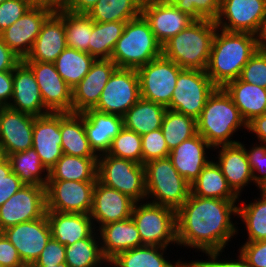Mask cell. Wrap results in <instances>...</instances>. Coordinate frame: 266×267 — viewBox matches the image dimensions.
Returning a JSON list of instances; mask_svg holds the SVG:
<instances>
[{"mask_svg": "<svg viewBox=\"0 0 266 267\" xmlns=\"http://www.w3.org/2000/svg\"><path fill=\"white\" fill-rule=\"evenodd\" d=\"M33 148L44 167L49 171L62 157L60 113L35 116L33 127Z\"/></svg>", "mask_w": 266, "mask_h": 267, "instance_id": "cb8c5ba5", "label": "cell"}, {"mask_svg": "<svg viewBox=\"0 0 266 267\" xmlns=\"http://www.w3.org/2000/svg\"><path fill=\"white\" fill-rule=\"evenodd\" d=\"M127 21L98 23L93 21L88 54L95 59H110Z\"/></svg>", "mask_w": 266, "mask_h": 267, "instance_id": "ab89813d", "label": "cell"}, {"mask_svg": "<svg viewBox=\"0 0 266 267\" xmlns=\"http://www.w3.org/2000/svg\"><path fill=\"white\" fill-rule=\"evenodd\" d=\"M87 139L99 156L110 150L115 136L124 127L123 117L89 109L82 113Z\"/></svg>", "mask_w": 266, "mask_h": 267, "instance_id": "4316f807", "label": "cell"}, {"mask_svg": "<svg viewBox=\"0 0 266 267\" xmlns=\"http://www.w3.org/2000/svg\"><path fill=\"white\" fill-rule=\"evenodd\" d=\"M239 201L190 194L176 211L177 247L194 248L204 254L227 248L239 233V223H233L232 218L238 215Z\"/></svg>", "mask_w": 266, "mask_h": 267, "instance_id": "6da1fadb", "label": "cell"}, {"mask_svg": "<svg viewBox=\"0 0 266 267\" xmlns=\"http://www.w3.org/2000/svg\"><path fill=\"white\" fill-rule=\"evenodd\" d=\"M61 149L77 157H99L91 148L82 113H60Z\"/></svg>", "mask_w": 266, "mask_h": 267, "instance_id": "4dcf8cb0", "label": "cell"}, {"mask_svg": "<svg viewBox=\"0 0 266 267\" xmlns=\"http://www.w3.org/2000/svg\"><path fill=\"white\" fill-rule=\"evenodd\" d=\"M175 6L194 20L208 19L215 21L220 12L221 0H163Z\"/></svg>", "mask_w": 266, "mask_h": 267, "instance_id": "f6af8a7d", "label": "cell"}, {"mask_svg": "<svg viewBox=\"0 0 266 267\" xmlns=\"http://www.w3.org/2000/svg\"><path fill=\"white\" fill-rule=\"evenodd\" d=\"M240 143L245 147L248 162L252 169L253 184L257 186L258 190H266V144L252 143V147L246 148L242 141Z\"/></svg>", "mask_w": 266, "mask_h": 267, "instance_id": "bcb514c9", "label": "cell"}, {"mask_svg": "<svg viewBox=\"0 0 266 267\" xmlns=\"http://www.w3.org/2000/svg\"><path fill=\"white\" fill-rule=\"evenodd\" d=\"M99 0H72L65 10L75 14H87Z\"/></svg>", "mask_w": 266, "mask_h": 267, "instance_id": "91938a15", "label": "cell"}, {"mask_svg": "<svg viewBox=\"0 0 266 267\" xmlns=\"http://www.w3.org/2000/svg\"><path fill=\"white\" fill-rule=\"evenodd\" d=\"M252 267H266V240L245 242L238 249Z\"/></svg>", "mask_w": 266, "mask_h": 267, "instance_id": "816d5d0a", "label": "cell"}, {"mask_svg": "<svg viewBox=\"0 0 266 267\" xmlns=\"http://www.w3.org/2000/svg\"><path fill=\"white\" fill-rule=\"evenodd\" d=\"M45 186L24 185L0 207V232L46 214Z\"/></svg>", "mask_w": 266, "mask_h": 267, "instance_id": "4fadbf2b", "label": "cell"}, {"mask_svg": "<svg viewBox=\"0 0 266 267\" xmlns=\"http://www.w3.org/2000/svg\"><path fill=\"white\" fill-rule=\"evenodd\" d=\"M31 7L45 8L52 13H58L65 9V6L59 0H27Z\"/></svg>", "mask_w": 266, "mask_h": 267, "instance_id": "94428289", "label": "cell"}, {"mask_svg": "<svg viewBox=\"0 0 266 267\" xmlns=\"http://www.w3.org/2000/svg\"><path fill=\"white\" fill-rule=\"evenodd\" d=\"M135 203L129 196L102 184L97 179L89 214L95 229L98 230L103 225L130 218Z\"/></svg>", "mask_w": 266, "mask_h": 267, "instance_id": "e0dca14e", "label": "cell"}, {"mask_svg": "<svg viewBox=\"0 0 266 267\" xmlns=\"http://www.w3.org/2000/svg\"><path fill=\"white\" fill-rule=\"evenodd\" d=\"M97 179L136 203L146 201L144 164L105 153L98 157Z\"/></svg>", "mask_w": 266, "mask_h": 267, "instance_id": "ba28073f", "label": "cell"}, {"mask_svg": "<svg viewBox=\"0 0 266 267\" xmlns=\"http://www.w3.org/2000/svg\"><path fill=\"white\" fill-rule=\"evenodd\" d=\"M166 110L162 104L140 98L123 116L124 127L140 136L158 130Z\"/></svg>", "mask_w": 266, "mask_h": 267, "instance_id": "836d02e7", "label": "cell"}, {"mask_svg": "<svg viewBox=\"0 0 266 267\" xmlns=\"http://www.w3.org/2000/svg\"><path fill=\"white\" fill-rule=\"evenodd\" d=\"M181 267H210L204 260L199 261L197 260H191V261H183L182 266Z\"/></svg>", "mask_w": 266, "mask_h": 267, "instance_id": "be15d7a7", "label": "cell"}, {"mask_svg": "<svg viewBox=\"0 0 266 267\" xmlns=\"http://www.w3.org/2000/svg\"><path fill=\"white\" fill-rule=\"evenodd\" d=\"M65 260V245H62L51 237L39 258L30 265H58L59 263L65 262Z\"/></svg>", "mask_w": 266, "mask_h": 267, "instance_id": "f5cc1de1", "label": "cell"}, {"mask_svg": "<svg viewBox=\"0 0 266 267\" xmlns=\"http://www.w3.org/2000/svg\"><path fill=\"white\" fill-rule=\"evenodd\" d=\"M215 149L218 153L214 159L215 162L221 168L228 185L241 198L245 187L253 183V173L245 147L239 142L213 148L214 151H216Z\"/></svg>", "mask_w": 266, "mask_h": 267, "instance_id": "d4e9b609", "label": "cell"}, {"mask_svg": "<svg viewBox=\"0 0 266 267\" xmlns=\"http://www.w3.org/2000/svg\"><path fill=\"white\" fill-rule=\"evenodd\" d=\"M266 15V0H221L215 20L219 29L255 34Z\"/></svg>", "mask_w": 266, "mask_h": 267, "instance_id": "9a60e30c", "label": "cell"}, {"mask_svg": "<svg viewBox=\"0 0 266 267\" xmlns=\"http://www.w3.org/2000/svg\"><path fill=\"white\" fill-rule=\"evenodd\" d=\"M0 133H1V106H0Z\"/></svg>", "mask_w": 266, "mask_h": 267, "instance_id": "89a4df30", "label": "cell"}, {"mask_svg": "<svg viewBox=\"0 0 266 267\" xmlns=\"http://www.w3.org/2000/svg\"><path fill=\"white\" fill-rule=\"evenodd\" d=\"M0 264L3 267H21L25 265L17 249L2 232H0Z\"/></svg>", "mask_w": 266, "mask_h": 267, "instance_id": "db71d44e", "label": "cell"}, {"mask_svg": "<svg viewBox=\"0 0 266 267\" xmlns=\"http://www.w3.org/2000/svg\"><path fill=\"white\" fill-rule=\"evenodd\" d=\"M181 70L174 61L163 55L139 67L136 71L139 77L140 97L167 107Z\"/></svg>", "mask_w": 266, "mask_h": 267, "instance_id": "30bf717a", "label": "cell"}, {"mask_svg": "<svg viewBox=\"0 0 266 267\" xmlns=\"http://www.w3.org/2000/svg\"><path fill=\"white\" fill-rule=\"evenodd\" d=\"M215 89L216 86L205 71L182 69L167 109L197 119Z\"/></svg>", "mask_w": 266, "mask_h": 267, "instance_id": "9c48e42d", "label": "cell"}, {"mask_svg": "<svg viewBox=\"0 0 266 267\" xmlns=\"http://www.w3.org/2000/svg\"><path fill=\"white\" fill-rule=\"evenodd\" d=\"M65 250L68 267H101L107 261L101 251L97 230L89 238L65 245Z\"/></svg>", "mask_w": 266, "mask_h": 267, "instance_id": "60d3db41", "label": "cell"}, {"mask_svg": "<svg viewBox=\"0 0 266 267\" xmlns=\"http://www.w3.org/2000/svg\"><path fill=\"white\" fill-rule=\"evenodd\" d=\"M169 151L197 134L196 119L167 109L161 125Z\"/></svg>", "mask_w": 266, "mask_h": 267, "instance_id": "b9f144b4", "label": "cell"}, {"mask_svg": "<svg viewBox=\"0 0 266 267\" xmlns=\"http://www.w3.org/2000/svg\"><path fill=\"white\" fill-rule=\"evenodd\" d=\"M64 25L67 47L88 53L93 20L87 14H75L64 9Z\"/></svg>", "mask_w": 266, "mask_h": 267, "instance_id": "7bdbcfd3", "label": "cell"}, {"mask_svg": "<svg viewBox=\"0 0 266 267\" xmlns=\"http://www.w3.org/2000/svg\"><path fill=\"white\" fill-rule=\"evenodd\" d=\"M225 250L211 251L205 253L208 259L204 260L210 267H252L248 264L244 256L238 251L237 259L233 258H223L222 254ZM222 255V258H221ZM220 258V259H219ZM230 259V260H229ZM233 259V260H232ZM225 260V261H224Z\"/></svg>", "mask_w": 266, "mask_h": 267, "instance_id": "11a10c76", "label": "cell"}, {"mask_svg": "<svg viewBox=\"0 0 266 267\" xmlns=\"http://www.w3.org/2000/svg\"><path fill=\"white\" fill-rule=\"evenodd\" d=\"M66 47L64 10H62L52 13L45 20L30 53L23 61L53 63Z\"/></svg>", "mask_w": 266, "mask_h": 267, "instance_id": "484cf974", "label": "cell"}, {"mask_svg": "<svg viewBox=\"0 0 266 267\" xmlns=\"http://www.w3.org/2000/svg\"><path fill=\"white\" fill-rule=\"evenodd\" d=\"M167 249L168 247L143 245L117 254L110 262L113 267H181L183 261L180 258L171 262L165 256Z\"/></svg>", "mask_w": 266, "mask_h": 267, "instance_id": "d6a6232c", "label": "cell"}, {"mask_svg": "<svg viewBox=\"0 0 266 267\" xmlns=\"http://www.w3.org/2000/svg\"><path fill=\"white\" fill-rule=\"evenodd\" d=\"M211 149L213 152V147L197 133L170 151L169 158L178 173L191 184L210 162L212 156L208 154Z\"/></svg>", "mask_w": 266, "mask_h": 267, "instance_id": "603a6c76", "label": "cell"}, {"mask_svg": "<svg viewBox=\"0 0 266 267\" xmlns=\"http://www.w3.org/2000/svg\"><path fill=\"white\" fill-rule=\"evenodd\" d=\"M96 181L48 180L46 210L90 214Z\"/></svg>", "mask_w": 266, "mask_h": 267, "instance_id": "8fae6325", "label": "cell"}, {"mask_svg": "<svg viewBox=\"0 0 266 267\" xmlns=\"http://www.w3.org/2000/svg\"><path fill=\"white\" fill-rule=\"evenodd\" d=\"M51 14L45 8L31 7L14 24L2 31L0 37L23 60L30 53L43 23Z\"/></svg>", "mask_w": 266, "mask_h": 267, "instance_id": "ffe728a7", "label": "cell"}, {"mask_svg": "<svg viewBox=\"0 0 266 267\" xmlns=\"http://www.w3.org/2000/svg\"><path fill=\"white\" fill-rule=\"evenodd\" d=\"M142 137V164L150 160L169 157V149L161 128L151 131Z\"/></svg>", "mask_w": 266, "mask_h": 267, "instance_id": "7dc6e473", "label": "cell"}, {"mask_svg": "<svg viewBox=\"0 0 266 267\" xmlns=\"http://www.w3.org/2000/svg\"><path fill=\"white\" fill-rule=\"evenodd\" d=\"M101 267H113V264L110 261H106Z\"/></svg>", "mask_w": 266, "mask_h": 267, "instance_id": "003e7915", "label": "cell"}, {"mask_svg": "<svg viewBox=\"0 0 266 267\" xmlns=\"http://www.w3.org/2000/svg\"><path fill=\"white\" fill-rule=\"evenodd\" d=\"M25 184L12 171L9 159L0 162V207Z\"/></svg>", "mask_w": 266, "mask_h": 267, "instance_id": "681fc988", "label": "cell"}, {"mask_svg": "<svg viewBox=\"0 0 266 267\" xmlns=\"http://www.w3.org/2000/svg\"><path fill=\"white\" fill-rule=\"evenodd\" d=\"M247 131L257 138V143L266 144V114L254 117L247 123Z\"/></svg>", "mask_w": 266, "mask_h": 267, "instance_id": "680465c9", "label": "cell"}, {"mask_svg": "<svg viewBox=\"0 0 266 267\" xmlns=\"http://www.w3.org/2000/svg\"><path fill=\"white\" fill-rule=\"evenodd\" d=\"M31 6L27 0H5L0 4V33L21 18Z\"/></svg>", "mask_w": 266, "mask_h": 267, "instance_id": "f907efd6", "label": "cell"}, {"mask_svg": "<svg viewBox=\"0 0 266 267\" xmlns=\"http://www.w3.org/2000/svg\"><path fill=\"white\" fill-rule=\"evenodd\" d=\"M46 215L52 238L62 245H72L96 231L89 214L46 211Z\"/></svg>", "mask_w": 266, "mask_h": 267, "instance_id": "f1b7e54d", "label": "cell"}, {"mask_svg": "<svg viewBox=\"0 0 266 267\" xmlns=\"http://www.w3.org/2000/svg\"><path fill=\"white\" fill-rule=\"evenodd\" d=\"M140 98L136 69L117 68L106 83L94 109L123 117Z\"/></svg>", "mask_w": 266, "mask_h": 267, "instance_id": "7c38bea8", "label": "cell"}, {"mask_svg": "<svg viewBox=\"0 0 266 267\" xmlns=\"http://www.w3.org/2000/svg\"><path fill=\"white\" fill-rule=\"evenodd\" d=\"M65 7L72 1V0H59Z\"/></svg>", "mask_w": 266, "mask_h": 267, "instance_id": "a7ac6f4b", "label": "cell"}, {"mask_svg": "<svg viewBox=\"0 0 266 267\" xmlns=\"http://www.w3.org/2000/svg\"><path fill=\"white\" fill-rule=\"evenodd\" d=\"M143 0H99L87 15L98 23L129 21L141 15Z\"/></svg>", "mask_w": 266, "mask_h": 267, "instance_id": "f35d334b", "label": "cell"}, {"mask_svg": "<svg viewBox=\"0 0 266 267\" xmlns=\"http://www.w3.org/2000/svg\"><path fill=\"white\" fill-rule=\"evenodd\" d=\"M13 96V71L0 72V106H8Z\"/></svg>", "mask_w": 266, "mask_h": 267, "instance_id": "6f0895ef", "label": "cell"}, {"mask_svg": "<svg viewBox=\"0 0 266 267\" xmlns=\"http://www.w3.org/2000/svg\"><path fill=\"white\" fill-rule=\"evenodd\" d=\"M96 59L86 52L66 47L53 62L62 79L73 89Z\"/></svg>", "mask_w": 266, "mask_h": 267, "instance_id": "74e56055", "label": "cell"}, {"mask_svg": "<svg viewBox=\"0 0 266 267\" xmlns=\"http://www.w3.org/2000/svg\"><path fill=\"white\" fill-rule=\"evenodd\" d=\"M24 62L35 75L44 106L52 113H72V88L62 79L54 63Z\"/></svg>", "mask_w": 266, "mask_h": 267, "instance_id": "5bb4252c", "label": "cell"}, {"mask_svg": "<svg viewBox=\"0 0 266 267\" xmlns=\"http://www.w3.org/2000/svg\"><path fill=\"white\" fill-rule=\"evenodd\" d=\"M21 267H32L31 265H27V264H25V265H23V266H21Z\"/></svg>", "mask_w": 266, "mask_h": 267, "instance_id": "2644e50d", "label": "cell"}, {"mask_svg": "<svg viewBox=\"0 0 266 267\" xmlns=\"http://www.w3.org/2000/svg\"><path fill=\"white\" fill-rule=\"evenodd\" d=\"M17 249L24 264L34 263L52 237L51 228L45 214L42 218L22 222L2 231Z\"/></svg>", "mask_w": 266, "mask_h": 267, "instance_id": "2e32d148", "label": "cell"}, {"mask_svg": "<svg viewBox=\"0 0 266 267\" xmlns=\"http://www.w3.org/2000/svg\"><path fill=\"white\" fill-rule=\"evenodd\" d=\"M97 231L100 237L101 251L107 261L121 252L144 245L131 217L103 225Z\"/></svg>", "mask_w": 266, "mask_h": 267, "instance_id": "83f0119b", "label": "cell"}, {"mask_svg": "<svg viewBox=\"0 0 266 267\" xmlns=\"http://www.w3.org/2000/svg\"><path fill=\"white\" fill-rule=\"evenodd\" d=\"M7 158L10 161L12 171L25 185H47L49 171L44 167L33 147L9 155Z\"/></svg>", "mask_w": 266, "mask_h": 267, "instance_id": "d590c367", "label": "cell"}, {"mask_svg": "<svg viewBox=\"0 0 266 267\" xmlns=\"http://www.w3.org/2000/svg\"><path fill=\"white\" fill-rule=\"evenodd\" d=\"M217 30L215 21H193L162 45V55L182 69L205 71Z\"/></svg>", "mask_w": 266, "mask_h": 267, "instance_id": "277c9868", "label": "cell"}, {"mask_svg": "<svg viewBox=\"0 0 266 267\" xmlns=\"http://www.w3.org/2000/svg\"><path fill=\"white\" fill-rule=\"evenodd\" d=\"M223 88L246 123L256 116L266 114V88L241 81L239 78L228 82Z\"/></svg>", "mask_w": 266, "mask_h": 267, "instance_id": "f546056e", "label": "cell"}, {"mask_svg": "<svg viewBox=\"0 0 266 267\" xmlns=\"http://www.w3.org/2000/svg\"><path fill=\"white\" fill-rule=\"evenodd\" d=\"M117 68L111 59H96L89 72L72 89V113L94 109L106 83Z\"/></svg>", "mask_w": 266, "mask_h": 267, "instance_id": "d6986e66", "label": "cell"}, {"mask_svg": "<svg viewBox=\"0 0 266 267\" xmlns=\"http://www.w3.org/2000/svg\"><path fill=\"white\" fill-rule=\"evenodd\" d=\"M144 168L146 200L177 211L191 194L190 184L174 168L169 157L150 160Z\"/></svg>", "mask_w": 266, "mask_h": 267, "instance_id": "8992f818", "label": "cell"}, {"mask_svg": "<svg viewBox=\"0 0 266 267\" xmlns=\"http://www.w3.org/2000/svg\"><path fill=\"white\" fill-rule=\"evenodd\" d=\"M131 218L144 245L177 246L176 210L146 200L135 203Z\"/></svg>", "mask_w": 266, "mask_h": 267, "instance_id": "52a82bcc", "label": "cell"}, {"mask_svg": "<svg viewBox=\"0 0 266 267\" xmlns=\"http://www.w3.org/2000/svg\"><path fill=\"white\" fill-rule=\"evenodd\" d=\"M107 154L142 164V137L123 127L113 139Z\"/></svg>", "mask_w": 266, "mask_h": 267, "instance_id": "ee69618b", "label": "cell"}, {"mask_svg": "<svg viewBox=\"0 0 266 267\" xmlns=\"http://www.w3.org/2000/svg\"><path fill=\"white\" fill-rule=\"evenodd\" d=\"M34 118V115L1 106L0 144L6 157L32 148Z\"/></svg>", "mask_w": 266, "mask_h": 267, "instance_id": "44dd1931", "label": "cell"}, {"mask_svg": "<svg viewBox=\"0 0 266 267\" xmlns=\"http://www.w3.org/2000/svg\"><path fill=\"white\" fill-rule=\"evenodd\" d=\"M260 197L246 204L243 200L238 203V219L245 224L247 231L245 242L266 240V190H260Z\"/></svg>", "mask_w": 266, "mask_h": 267, "instance_id": "8d00e7d4", "label": "cell"}, {"mask_svg": "<svg viewBox=\"0 0 266 267\" xmlns=\"http://www.w3.org/2000/svg\"><path fill=\"white\" fill-rule=\"evenodd\" d=\"M239 79L266 88V51L255 52L243 67Z\"/></svg>", "mask_w": 266, "mask_h": 267, "instance_id": "c3c4849f", "label": "cell"}, {"mask_svg": "<svg viewBox=\"0 0 266 267\" xmlns=\"http://www.w3.org/2000/svg\"><path fill=\"white\" fill-rule=\"evenodd\" d=\"M22 61L2 40L0 37V72L13 71Z\"/></svg>", "mask_w": 266, "mask_h": 267, "instance_id": "9f6ffc18", "label": "cell"}, {"mask_svg": "<svg viewBox=\"0 0 266 267\" xmlns=\"http://www.w3.org/2000/svg\"><path fill=\"white\" fill-rule=\"evenodd\" d=\"M8 107L36 117L51 113L44 106L33 71L23 60L13 70V96Z\"/></svg>", "mask_w": 266, "mask_h": 267, "instance_id": "7402d4cb", "label": "cell"}, {"mask_svg": "<svg viewBox=\"0 0 266 267\" xmlns=\"http://www.w3.org/2000/svg\"><path fill=\"white\" fill-rule=\"evenodd\" d=\"M161 55L162 45L141 14L126 22L110 59L118 68L138 69Z\"/></svg>", "mask_w": 266, "mask_h": 267, "instance_id": "5b68a950", "label": "cell"}, {"mask_svg": "<svg viewBox=\"0 0 266 267\" xmlns=\"http://www.w3.org/2000/svg\"><path fill=\"white\" fill-rule=\"evenodd\" d=\"M32 267H68L66 262L59 263L58 265H31Z\"/></svg>", "mask_w": 266, "mask_h": 267, "instance_id": "e7e4bbea", "label": "cell"}, {"mask_svg": "<svg viewBox=\"0 0 266 267\" xmlns=\"http://www.w3.org/2000/svg\"><path fill=\"white\" fill-rule=\"evenodd\" d=\"M6 158L2 145L0 144V162Z\"/></svg>", "mask_w": 266, "mask_h": 267, "instance_id": "03108f58", "label": "cell"}, {"mask_svg": "<svg viewBox=\"0 0 266 267\" xmlns=\"http://www.w3.org/2000/svg\"><path fill=\"white\" fill-rule=\"evenodd\" d=\"M190 186L191 194L194 196L223 200H241L228 185L221 168L214 158H211L210 162L203 168L198 178Z\"/></svg>", "mask_w": 266, "mask_h": 267, "instance_id": "1f68e13d", "label": "cell"}, {"mask_svg": "<svg viewBox=\"0 0 266 267\" xmlns=\"http://www.w3.org/2000/svg\"><path fill=\"white\" fill-rule=\"evenodd\" d=\"M254 35L257 49L260 51H266V15L260 22L258 30Z\"/></svg>", "mask_w": 266, "mask_h": 267, "instance_id": "6125c7cd", "label": "cell"}, {"mask_svg": "<svg viewBox=\"0 0 266 267\" xmlns=\"http://www.w3.org/2000/svg\"><path fill=\"white\" fill-rule=\"evenodd\" d=\"M196 124L197 133L213 148L239 143L233 139L235 133L247 129L246 121L223 87H216L209 95Z\"/></svg>", "mask_w": 266, "mask_h": 267, "instance_id": "3957f363", "label": "cell"}, {"mask_svg": "<svg viewBox=\"0 0 266 267\" xmlns=\"http://www.w3.org/2000/svg\"><path fill=\"white\" fill-rule=\"evenodd\" d=\"M98 157H77L63 154L49 170L48 180L96 181Z\"/></svg>", "mask_w": 266, "mask_h": 267, "instance_id": "e575fe53", "label": "cell"}, {"mask_svg": "<svg viewBox=\"0 0 266 267\" xmlns=\"http://www.w3.org/2000/svg\"><path fill=\"white\" fill-rule=\"evenodd\" d=\"M257 50L254 34L217 28L205 72L216 87H224L239 78Z\"/></svg>", "mask_w": 266, "mask_h": 267, "instance_id": "7a4b0ae2", "label": "cell"}, {"mask_svg": "<svg viewBox=\"0 0 266 267\" xmlns=\"http://www.w3.org/2000/svg\"><path fill=\"white\" fill-rule=\"evenodd\" d=\"M141 14L148 21L161 45L195 21L188 14L166 4L163 0H143Z\"/></svg>", "mask_w": 266, "mask_h": 267, "instance_id": "ac0fdd59", "label": "cell"}]
</instances>
